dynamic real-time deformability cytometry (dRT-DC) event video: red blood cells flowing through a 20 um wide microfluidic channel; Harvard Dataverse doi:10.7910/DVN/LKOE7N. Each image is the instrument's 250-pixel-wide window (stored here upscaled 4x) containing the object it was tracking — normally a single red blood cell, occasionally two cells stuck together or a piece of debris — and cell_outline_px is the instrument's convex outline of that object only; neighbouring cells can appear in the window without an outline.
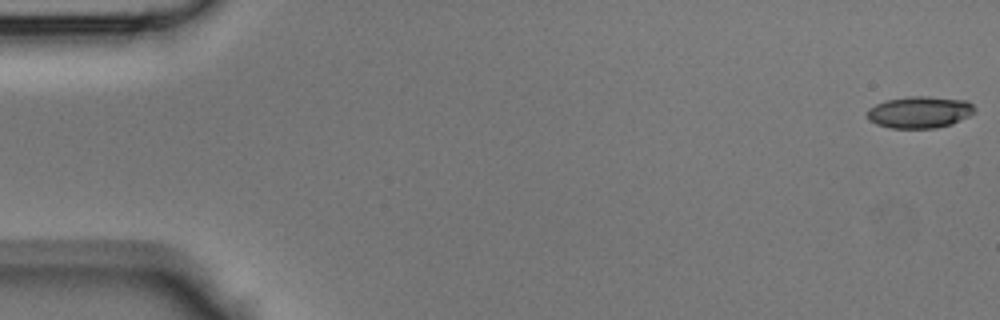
{"species": "Egyptian fruit bat (a non-hibernating species)", "species_latin": "Rousettus aegyptiacus", "temperature_condition": "room temperature", "stored_images_in_passage": 45, "camera_frame_rate_fps": 3000, "um_per_image_px": 0.085, "animal": {"sex": "male"}, "frame": {"image": 1, "passage_image": 1, "time_ms": 0.0, "image_size_px": [1000, 320], "cell_outline_px": [[976, 112], [952, 124], [936, 128], [888, 128], [876, 124], [868, 120], [868, 108], [884, 100], [908, 96], [924, 96], [968, 100], [976, 108]], "centroid_in_image_um": [78.17, 9.53], "position_along_channel_um": 6.8, "area_um2": 20.11}}
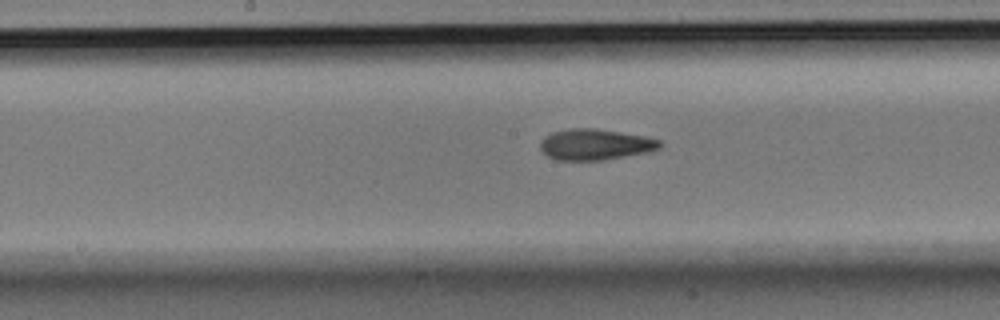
{"frame": {"image": 2, "passage_image": 23, "time_ms": 7.333, "image_size_px": [1000, 320], "cell_outline_px": [[660, 148], [644, 152], [604, 160], [556, 160], [548, 156], [540, 148], [540, 140], [544, 136], [552, 132], [572, 128], [592, 128], [644, 136], [660, 140]], "centroid_in_image_um": [50.53, 12.28], "position_along_channel_um": 197.7, "area_um2": 21.27}}
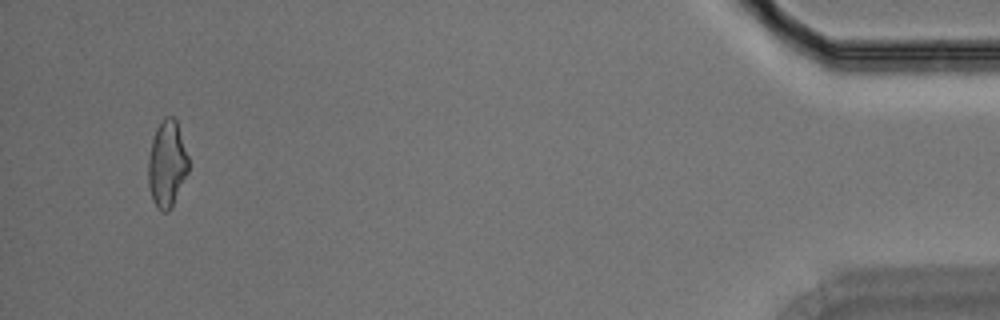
{"frame": {"image": 3, "passage_image": 43, "time_ms": 14.0, "image_size_px": [1000, 320], "cell_outline_px": [[188, 172], [168, 212], [160, 212], [156, 208], [152, 200], [148, 184], [148, 156], [152, 140], [156, 128], [164, 116], [172, 116], [176, 120], [188, 156]], "centroid_in_image_um": [14.17, 13.93], "position_along_channel_um": 421.0, "area_um2": 20.23}}